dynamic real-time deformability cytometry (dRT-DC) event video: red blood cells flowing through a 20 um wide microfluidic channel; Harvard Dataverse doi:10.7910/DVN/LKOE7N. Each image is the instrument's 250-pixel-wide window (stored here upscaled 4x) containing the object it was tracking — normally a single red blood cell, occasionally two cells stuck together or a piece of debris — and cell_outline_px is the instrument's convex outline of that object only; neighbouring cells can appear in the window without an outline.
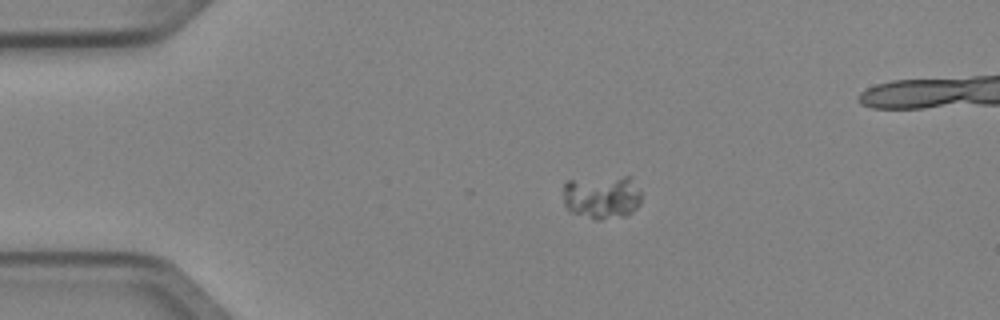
{"species": "Egyptian fruit bat (a non-hibernating species)", "species_latin": "Rousettus aegyptiacus", "temperature_condition": "cold", "stored_images_in_passage": 5, "camera_frame_rate_fps": 3000, "um_per_image_px": 0.085, "animal": {"sex": "female"}, "frame": {"image": 1, "passage_image": 2, "time_ms": 0.333, "image_size_px": [1000, 320], "cell_outline_px": [[640, 204], [632, 212], [624, 216], [600, 220], [596, 220], [568, 212], [564, 204], [564, 184], [568, 180], [624, 176], [632, 176], [640, 192]], "centroid_in_image_um": [51.16, 16.75], "position_along_channel_um": 33.8, "area_um2": 20.17}}
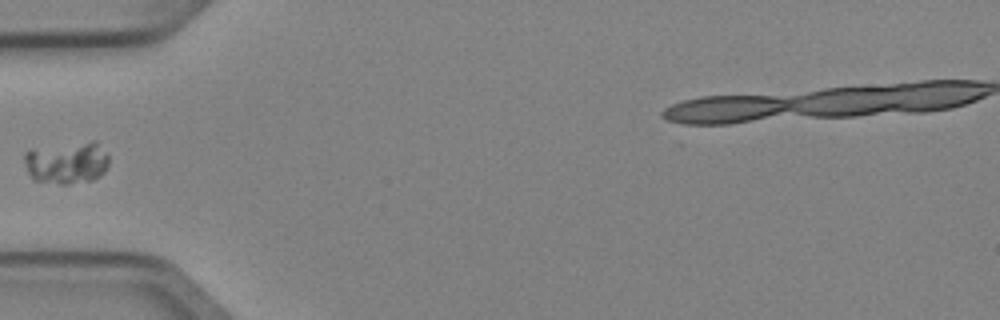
{"frame": {"image": 2, "passage_image": 4, "time_ms": 1.0, "image_size_px": [1000, 320], "cell_outline_px": [[108, 164], [104, 172], [92, 180], [68, 184], [60, 184], [32, 180], [28, 172], [24, 160], [24, 152], [92, 140], [96, 140], [108, 156]], "centroid_in_image_um": [5.7, 13.85], "position_along_channel_um": 79.3, "area_um2": 20.4}}
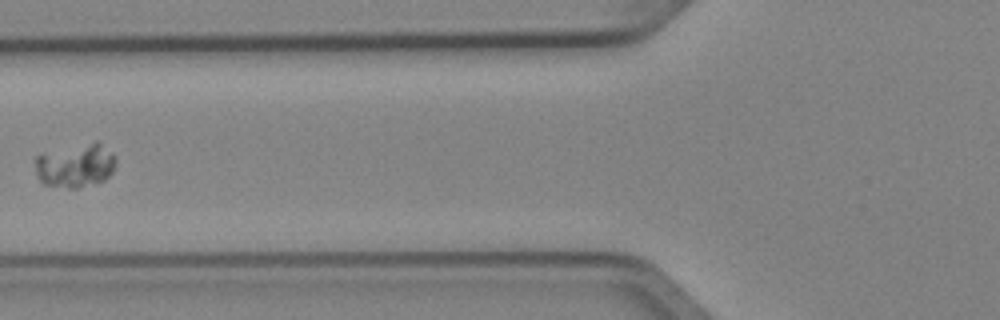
{"frame": {"image": 3, "passage_image": 5, "time_ms": 1.333, "image_size_px": [1000, 320], "cell_outline_px": [[116, 160], [112, 172], [104, 180], [76, 188], [68, 188], [44, 184], [40, 180], [36, 172], [36, 156], [96, 140], [100, 140], [116, 156]], "centroid_in_image_um": [6.47, 14.05], "position_along_channel_um": 119.3, "area_um2": 20.35}}